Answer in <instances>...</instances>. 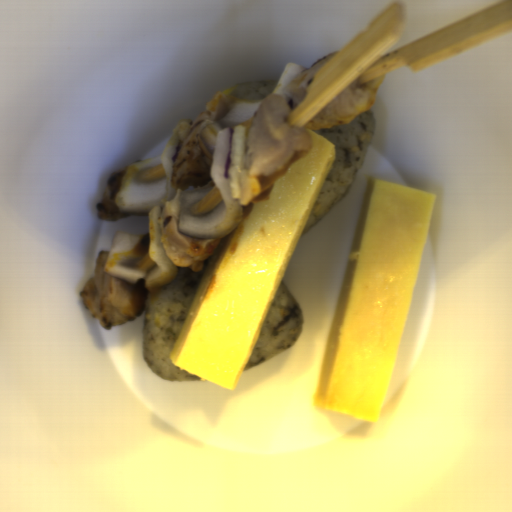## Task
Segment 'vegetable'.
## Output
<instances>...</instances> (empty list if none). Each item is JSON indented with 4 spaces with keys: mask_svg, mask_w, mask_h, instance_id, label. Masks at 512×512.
I'll list each match as a JSON object with an SVG mask.
<instances>
[{
    "mask_svg": "<svg viewBox=\"0 0 512 512\" xmlns=\"http://www.w3.org/2000/svg\"><path fill=\"white\" fill-rule=\"evenodd\" d=\"M261 102L220 92L208 102L205 111L192 120L186 140L196 135L201 137L212 155L211 180L200 188L187 186L181 192L178 226L181 234L221 239L240 225L244 206L238 201L241 198L239 167L246 144L243 124L256 114ZM215 187L221 191V203L206 214L192 215V204Z\"/></svg>",
    "mask_w": 512,
    "mask_h": 512,
    "instance_id": "ea0f7189",
    "label": "vegetable"
},
{
    "mask_svg": "<svg viewBox=\"0 0 512 512\" xmlns=\"http://www.w3.org/2000/svg\"><path fill=\"white\" fill-rule=\"evenodd\" d=\"M308 70L306 67H304L302 64H298L295 62L287 63L280 78L278 79L277 83L275 84L271 95L272 94H278L283 97V99L288 103L289 107L292 104V97L290 93L287 91V88L289 84L292 82V80L300 75L301 73Z\"/></svg>",
    "mask_w": 512,
    "mask_h": 512,
    "instance_id": "f7b5029e",
    "label": "vegetable"
},
{
    "mask_svg": "<svg viewBox=\"0 0 512 512\" xmlns=\"http://www.w3.org/2000/svg\"><path fill=\"white\" fill-rule=\"evenodd\" d=\"M180 145V141L166 145L160 155L130 163L115 196L121 212L147 215L148 230L142 234L117 230L102 270L130 285L143 280L145 289L153 293L179 274L162 244L161 230L164 206L177 193L172 174Z\"/></svg>",
    "mask_w": 512,
    "mask_h": 512,
    "instance_id": "add77e79",
    "label": "vegetable"
}]
</instances>
